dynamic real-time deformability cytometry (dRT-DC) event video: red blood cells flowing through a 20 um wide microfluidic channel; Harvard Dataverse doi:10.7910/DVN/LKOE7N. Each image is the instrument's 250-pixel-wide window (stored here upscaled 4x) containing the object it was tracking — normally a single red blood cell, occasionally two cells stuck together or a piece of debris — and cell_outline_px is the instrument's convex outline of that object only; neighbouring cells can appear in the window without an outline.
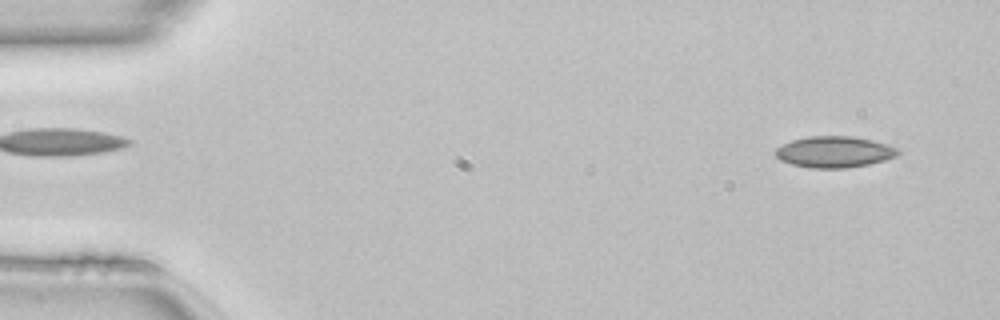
{"species": "common noctule bat (a hibernating species)", "species_latin": "Nyctalus noctula", "temperature_condition": "room temperature", "stored_images_in_passage": 13, "camera_frame_rate_fps": 3000, "um_per_image_px": 0.085, "animal": {"sex": "female", "body_mass_g": 22.7, "forearm_length_mm": 54.2}, "frame": {"image": 1, "passage_image": 3, "time_ms": 0.667, "image_size_px": [1000, 320], "cell_outline_px": [[900, 156], [868, 164], [844, 168], [808, 168], [792, 164], [780, 160], [776, 156], [776, 148], [792, 140], [808, 136], [852, 136], [872, 140], [888, 144], [896, 148], [900, 152]], "centroid_in_image_um": [70.94, 12.91], "position_along_channel_um": 14.1, "area_um2": 22.31}}